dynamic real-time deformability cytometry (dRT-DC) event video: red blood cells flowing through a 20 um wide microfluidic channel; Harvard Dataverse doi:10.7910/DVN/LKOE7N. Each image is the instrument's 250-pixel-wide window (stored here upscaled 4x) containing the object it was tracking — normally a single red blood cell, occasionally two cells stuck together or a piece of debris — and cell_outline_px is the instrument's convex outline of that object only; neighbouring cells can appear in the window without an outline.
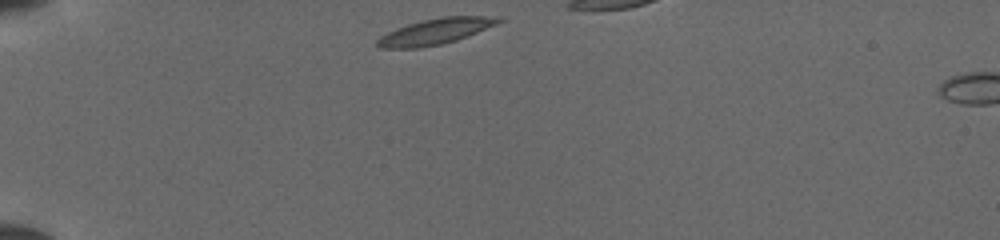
{"species": "common noctule bat (a hibernating species)", "species_latin": "Nyctalus noctula", "temperature_condition": "cold", "stored_images_in_passage": 4, "camera_frame_rate_fps": 3000, "um_per_image_px": 0.085, "animal": {"sex": "female", "body_mass_g": 19.5, "forearm_length_mm": 54.1}, "frame": {"image": 1, "passage_image": 1, "time_ms": 0.0, "image_size_px": [1000, 240], "cell_outline_px": [[504, 20], [496, 24], [456, 40], [440, 44], [420, 48], [380, 48], [376, 44], [376, 40], [380, 36], [396, 28], [420, 20], [440, 16], [504, 16]], "centroid_in_image_um": [37.0, 2.65], "position_along_channel_um": 48.0, "area_um2": 18.26}}